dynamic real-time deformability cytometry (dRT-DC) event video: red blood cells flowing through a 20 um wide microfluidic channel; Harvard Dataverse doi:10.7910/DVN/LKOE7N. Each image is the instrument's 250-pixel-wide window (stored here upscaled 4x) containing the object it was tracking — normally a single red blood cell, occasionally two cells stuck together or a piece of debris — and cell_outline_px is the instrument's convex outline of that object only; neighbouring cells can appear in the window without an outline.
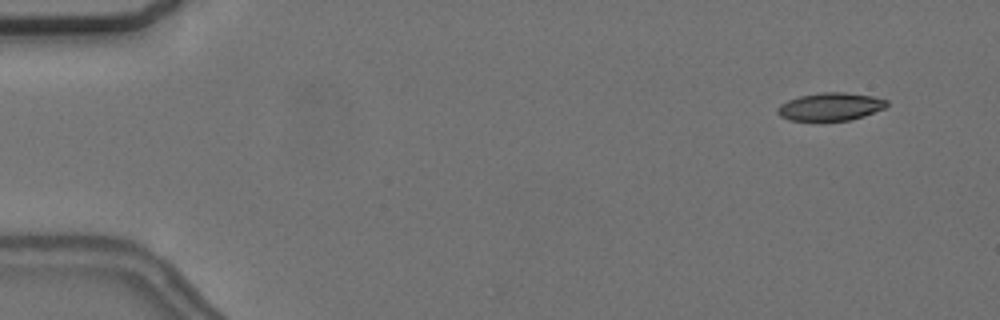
{"species": "common noctule bat (a hibernating species)", "species_latin": "Nyctalus noctula", "temperature_condition": "cold", "stored_images_in_passage": 7, "camera_frame_rate_fps": 3000, "um_per_image_px": 0.085, "animal": {"sex": "female", "body_mass_g": 24.6, "forearm_length_mm": 56.2}, "frame": {"image": 1, "passage_image": 2, "time_ms": 1.0, "image_size_px": [1000, 320], "cell_outline_px": [[888, 104], [884, 108], [864, 116], [848, 120], [788, 120], [780, 116], [776, 112], [776, 108], [780, 104], [788, 100], [800, 96], [820, 92], [844, 92], [872, 96], [888, 100]], "centroid_in_image_um": [70.56, 9.06], "position_along_channel_um": 14.4, "area_um2": 17.69}}
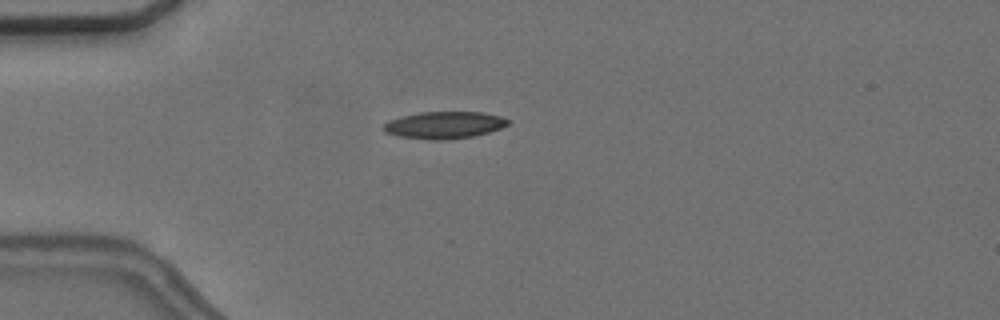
{"frame": {"image": 2, "passage_image": 5, "time_ms": 4.667, "image_size_px": [1000, 320], "cell_outline_px": [[512, 120], [508, 124], [500, 128], [488, 132], [472, 136], [448, 140], [432, 140], [396, 136], [384, 132], [380, 128], [388, 120], [400, 116], [420, 112], [480, 112], [500, 116]], "centroid_in_image_um": [37.7, 10.63], "position_along_channel_um": 47.3, "area_um2": 19.83}}